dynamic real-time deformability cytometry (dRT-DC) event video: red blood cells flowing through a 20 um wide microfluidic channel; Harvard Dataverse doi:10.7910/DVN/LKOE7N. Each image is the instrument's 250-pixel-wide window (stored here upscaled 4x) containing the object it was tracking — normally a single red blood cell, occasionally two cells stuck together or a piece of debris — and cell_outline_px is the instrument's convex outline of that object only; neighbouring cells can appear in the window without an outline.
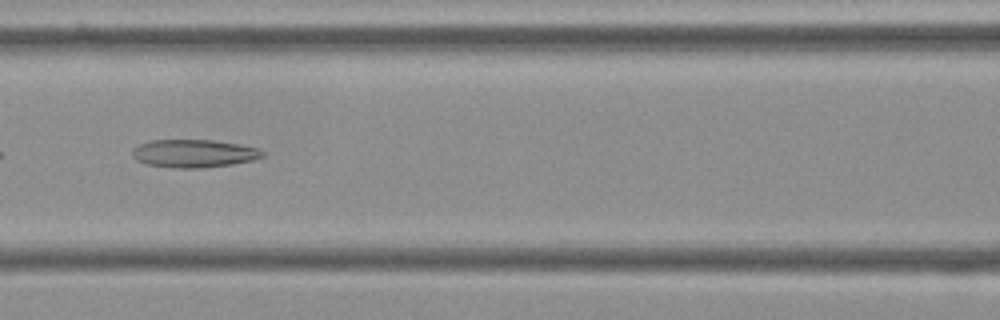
{"species": "Egyptian fruit bat (a non-hibernating species)", "species_latin": "Rousettus aegyptiacus", "temperature_condition": "cold", "stored_images_in_passage": 7, "camera_frame_rate_fps": 3000, "um_per_image_px": 0.085, "frame": {"image": 1, "passage_image": 7, "time_ms": 2.0, "image_size_px": [1000, 320], "cell_outline_px": [[264, 156], [252, 160], [232, 164], [204, 168], [176, 168], [148, 164], [136, 160], [132, 156], [132, 148], [148, 140], [212, 140], [240, 144], [256, 148], [264, 152]], "centroid_in_image_um": [16.46, 13.04], "position_along_channel_um": 150.1, "area_um2": 21.21}}